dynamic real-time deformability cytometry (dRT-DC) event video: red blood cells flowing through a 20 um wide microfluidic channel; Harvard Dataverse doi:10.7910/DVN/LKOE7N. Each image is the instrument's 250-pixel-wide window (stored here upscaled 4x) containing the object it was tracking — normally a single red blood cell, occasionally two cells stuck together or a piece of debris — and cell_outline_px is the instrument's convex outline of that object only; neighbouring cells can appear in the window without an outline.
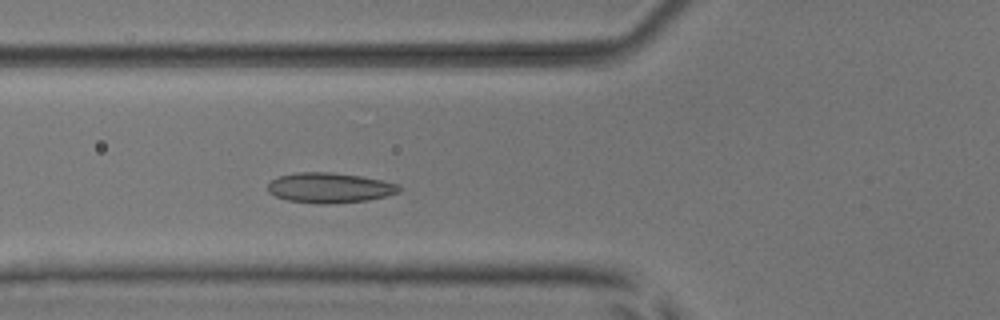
{"species": "common noctule bat (a hibernating species)", "species_latin": "Nyctalus noctula", "temperature_condition": "room temperature", "stored_images_in_passage": 47, "camera_frame_rate_fps": 3000, "um_per_image_px": 0.085, "animal": {"sex": "male", "body_mass_g": 17.9, "forearm_length_mm": 54.2}, "frame": {"image": 1, "passage_image": 14, "time_ms": 4.333, "image_size_px": [1000, 320], "cell_outline_px": [[400, 192], [368, 200], [328, 204], [320, 204], [288, 200], [276, 196], [268, 192], [268, 184], [272, 180], [280, 176], [296, 172], [332, 172], [360, 176], [400, 184]], "centroid_in_image_um": [28.02, 15.96], "position_along_channel_um": 97.8, "area_um2": 22.95}}
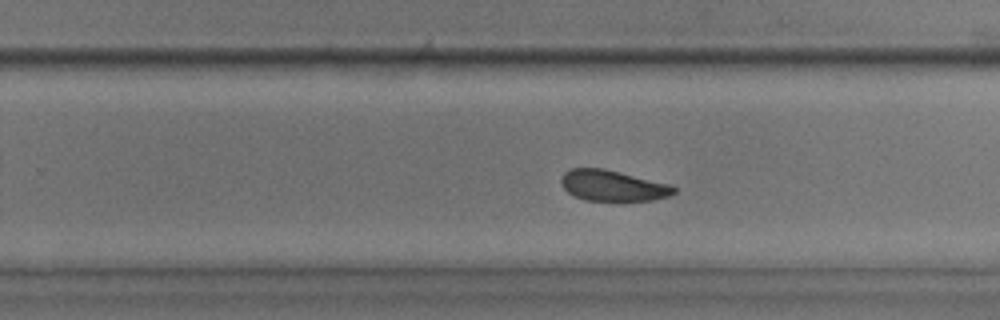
{"frame": {"image": 2, "passage_image": 28, "time_ms": 9.0, "image_size_px": [1000, 320], "cell_outline_px": [[676, 192], [668, 196], [652, 200], [584, 200], [572, 196], [560, 184], [560, 180], [564, 172], [572, 168], [604, 168], [672, 184], [676, 188]], "centroid_in_image_um": [52.08, 15.77], "position_along_channel_um": 277.7, "area_um2": 20.4}}
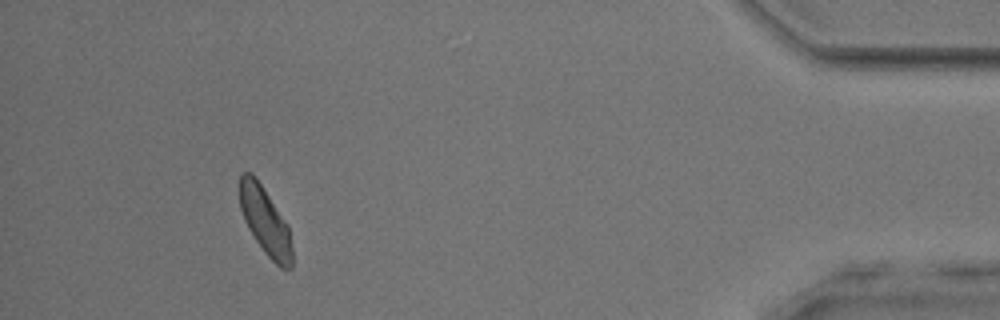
{"frame": {"image": 3, "passage_image": 43, "time_ms": 14.0, "image_size_px": [1000, 320], "cell_outline_px": [[292, 268], [280, 268], [264, 252], [248, 228], [244, 220], [240, 208], [240, 172], [252, 172], [288, 224], [292, 248]], "centroid_in_image_um": [22.54, 18.8], "position_along_channel_um": 412.7, "area_um2": 20.46}, "authors_computed_cell_mechanics": {"area_um2": 21.6172, "velocity_mm_per_s": 3.8717, "shape_relaxation_time_tau1_ms": 5.7459, "shape_relaxation_time_tau2_ms": 3.0306, "deformation_change_tau1": 0.0912, "deformation_change_tau2": 0.0659}}